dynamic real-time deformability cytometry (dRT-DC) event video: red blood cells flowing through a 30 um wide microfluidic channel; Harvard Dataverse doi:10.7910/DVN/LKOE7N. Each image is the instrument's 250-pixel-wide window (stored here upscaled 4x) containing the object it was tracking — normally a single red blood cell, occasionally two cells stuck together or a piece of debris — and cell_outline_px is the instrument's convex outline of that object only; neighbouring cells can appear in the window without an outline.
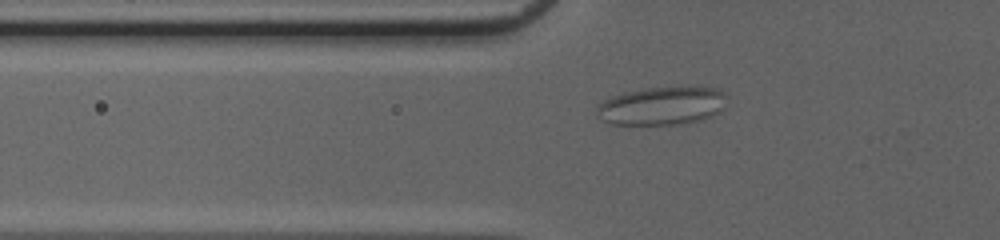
{"species": "common noctule bat (a hibernating species)", "species_latin": "Nyctalus noctula", "temperature_condition": "cold", "stored_images_in_passage": 48, "camera_frame_rate_fps": 3000, "um_per_image_px": 0.085, "animal": {"sex": "female", "body_mass_g": 20.0, "forearm_length_mm": 54.0}, "frame": {"image": 1, "passage_image": 14, "time_ms": 4.333, "image_size_px": [1000, 240], "cell_outline_px": [[728, 96], [724, 108], [720, 112], [704, 120], [684, 124], [608, 124], [600, 120], [596, 116], [596, 104], [612, 96], [624, 92], [644, 88], [688, 84], [716, 88], [724, 92]], "centroid_in_image_um": [56.31, 8.96], "position_along_channel_um": 69.5, "area_um2": 30.35}}
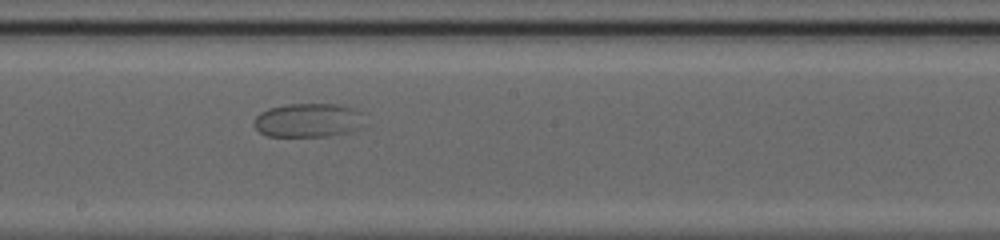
{"frame": {"image": 2, "passage_image": 26, "time_ms": 8.333, "image_size_px": [1000, 240], "cell_outline_px": [[368, 124], [360, 128], [348, 132], [328, 136], [268, 136], [260, 132], [252, 124], [256, 116], [260, 112], [268, 108], [288, 104], [340, 104], [364, 112]], "centroid_in_image_um": [26.27, 10.21], "position_along_channel_um": 221.9, "area_um2": 22.37}}
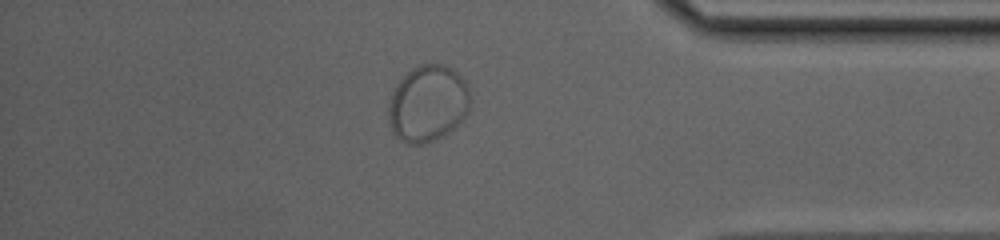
{"frame": {"image": 3, "passage_image": 41, "time_ms": 13.333, "image_size_px": [1000, 240], "cell_outline_px": [[472, 100], [468, 112], [448, 132], [424, 144], [408, 144], [400, 140], [392, 132], [388, 120], [388, 104], [392, 92], [396, 84], [412, 68], [420, 64], [444, 64], [452, 68], [464, 80], [468, 88]], "centroid_in_image_um": [36.35, 8.79], "position_along_channel_um": 398.9, "area_um2": 36.53}}